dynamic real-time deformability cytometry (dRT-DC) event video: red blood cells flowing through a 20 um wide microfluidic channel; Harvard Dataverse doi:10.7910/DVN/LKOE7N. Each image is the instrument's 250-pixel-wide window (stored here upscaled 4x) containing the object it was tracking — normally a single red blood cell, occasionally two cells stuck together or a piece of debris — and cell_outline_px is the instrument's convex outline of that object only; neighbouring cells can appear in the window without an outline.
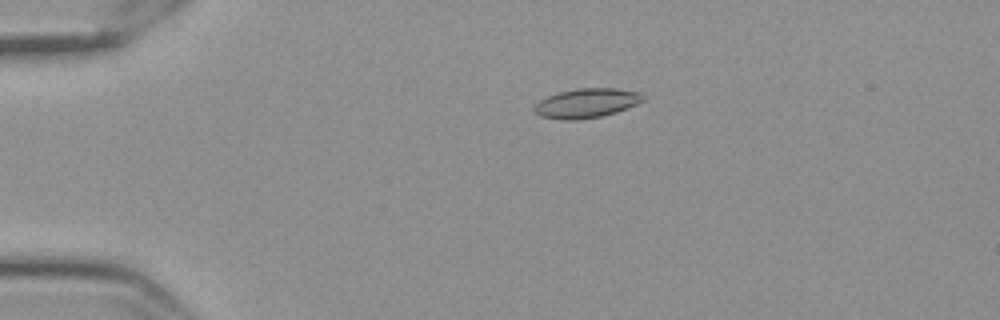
{"species": "Egyptian fruit bat (a non-hibernating species)", "species_latin": "Rousettus aegyptiacus", "temperature_condition": "cold", "stored_images_in_passage": 58, "camera_frame_rate_fps": 3000, "um_per_image_px": 0.085, "frame": {"image": 1, "passage_image": 13, "time_ms": 4.0, "image_size_px": [1000, 320], "cell_outline_px": [[644, 100], [636, 104], [616, 112], [600, 116], [576, 120], [560, 120], [540, 116], [532, 112], [532, 108], [540, 100], [548, 96], [560, 92], [576, 88], [616, 88], [640, 92], [644, 96]], "centroid_in_image_um": [49.82, 8.77], "position_along_channel_um": 35.2, "area_um2": 18.67}}
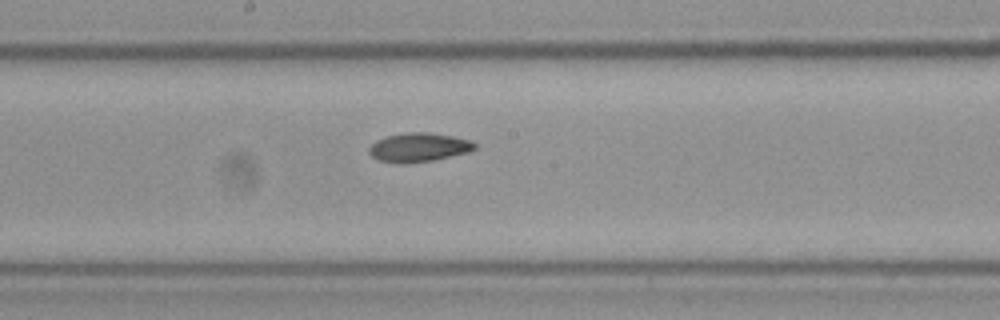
{"frame": {"image": 2, "passage_image": 32, "time_ms": 10.333, "image_size_px": [1000, 320], "cell_outline_px": [[476, 148], [468, 152], [432, 160], [404, 164], [396, 164], [380, 160], [372, 156], [368, 152], [368, 148], [376, 140], [384, 136], [408, 132], [428, 132], [452, 136], [472, 140], [476, 144]], "centroid_in_image_um": [35.57, 12.52], "position_along_channel_um": 212.6, "area_um2": 17.92}}
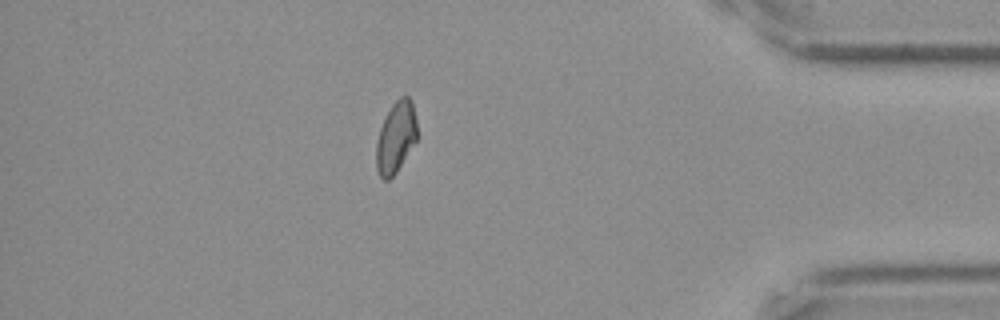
{"frame": {"image": 3, "passage_image": 51, "time_ms": 16.667, "image_size_px": [1000, 320], "cell_outline_px": [[416, 140], [396, 172], [388, 180], [384, 180], [380, 176], [376, 168], [376, 144], [380, 128], [392, 104], [400, 96], [408, 96], [412, 100], [416, 120]], "centroid_in_image_um": [33.64, 11.66], "position_along_channel_um": 401.6, "area_um2": 16.7}, "authors_computed_cell_mechanics": {"area_um2": 17.629, "velocity_mm_per_s": 3.5332, "shape_relaxation_time_tau1_ms": null, "shape_relaxation_time_tau2_ms": 4.6885, "deformation_change_tau1": null, "deformation_change_tau2": 0.0753}}